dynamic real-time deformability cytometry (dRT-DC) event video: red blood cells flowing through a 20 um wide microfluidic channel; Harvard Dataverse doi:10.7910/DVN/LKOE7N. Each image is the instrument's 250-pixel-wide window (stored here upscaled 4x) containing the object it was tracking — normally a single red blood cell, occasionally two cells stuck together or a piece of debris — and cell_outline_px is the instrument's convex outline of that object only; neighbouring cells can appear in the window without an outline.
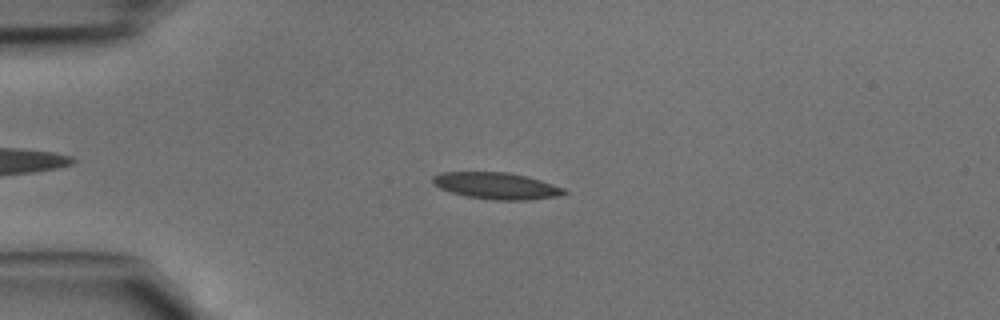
{"species": "common noctule bat (a hibernating species)", "species_latin": "Nyctalus noctula", "temperature_condition": "cold", "stored_images_in_passage": 44, "camera_frame_rate_fps": 3000, "um_per_image_px": 0.085, "animal": {"sex": "male", "body_mass_g": 15.6}, "frame": {"image": 1, "passage_image": 10, "time_ms": 3.0, "image_size_px": [1000, 320], "cell_outline_px": [[568, 192], [556, 196], [528, 200], [492, 200], [464, 196], [440, 188], [432, 184], [432, 176], [440, 172], [508, 172], [528, 176], [564, 188]], "centroid_in_image_um": [42.16, 15.79], "position_along_channel_um": 42.8, "area_um2": 20.46}}
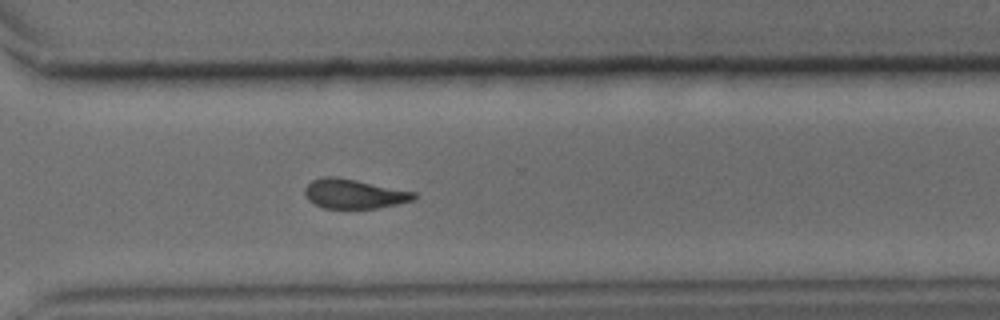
{"frame": {"image": 2, "passage_image": 32, "time_ms": 10.333, "image_size_px": [1000, 320], "cell_outline_px": [[420, 196], [412, 200], [396, 204], [376, 208], [324, 208], [308, 200], [304, 196], [304, 188], [312, 180], [324, 176], [332, 176], [356, 180], [416, 192]], "centroid_in_image_um": [30.08, 16.47], "position_along_channel_um": 340.5, "area_um2": 18.67}}
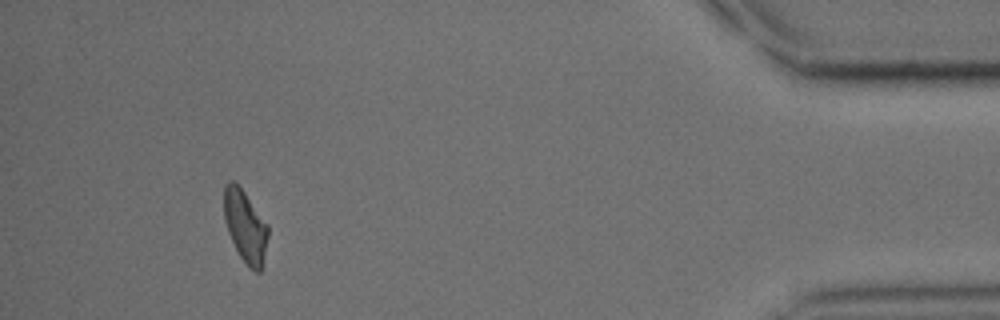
{"frame": {"image": 3, "passage_image": 41, "time_ms": 13.333, "image_size_px": [1000, 320], "cell_outline_px": [[268, 236], [260, 272], [256, 272], [248, 268], [240, 256], [228, 232], [224, 220], [224, 184], [228, 180], [232, 180], [244, 192], [268, 224]], "centroid_in_image_um": [20.83, 19.22], "position_along_channel_um": 414.4, "area_um2": 18.32}}